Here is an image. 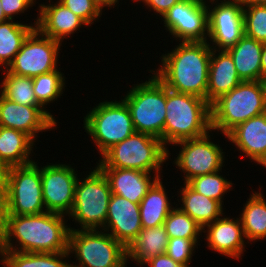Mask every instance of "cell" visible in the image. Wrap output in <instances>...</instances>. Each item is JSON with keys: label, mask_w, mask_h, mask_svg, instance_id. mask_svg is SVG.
I'll return each instance as SVG.
<instances>
[{"label": "cell", "mask_w": 266, "mask_h": 267, "mask_svg": "<svg viewBox=\"0 0 266 267\" xmlns=\"http://www.w3.org/2000/svg\"><path fill=\"white\" fill-rule=\"evenodd\" d=\"M67 221L64 215L47 211L0 215V251L68 252L70 225Z\"/></svg>", "instance_id": "cell-1"}, {"label": "cell", "mask_w": 266, "mask_h": 267, "mask_svg": "<svg viewBox=\"0 0 266 267\" xmlns=\"http://www.w3.org/2000/svg\"><path fill=\"white\" fill-rule=\"evenodd\" d=\"M161 55L158 69L149 70L168 89L206 100L212 48L207 41L180 42Z\"/></svg>", "instance_id": "cell-2"}, {"label": "cell", "mask_w": 266, "mask_h": 267, "mask_svg": "<svg viewBox=\"0 0 266 267\" xmlns=\"http://www.w3.org/2000/svg\"><path fill=\"white\" fill-rule=\"evenodd\" d=\"M38 161L0 173V215H33L46 211Z\"/></svg>", "instance_id": "cell-3"}, {"label": "cell", "mask_w": 266, "mask_h": 267, "mask_svg": "<svg viewBox=\"0 0 266 267\" xmlns=\"http://www.w3.org/2000/svg\"><path fill=\"white\" fill-rule=\"evenodd\" d=\"M210 131V104L198 96L166 87L164 145L169 148L178 141L198 138Z\"/></svg>", "instance_id": "cell-4"}, {"label": "cell", "mask_w": 266, "mask_h": 267, "mask_svg": "<svg viewBox=\"0 0 266 267\" xmlns=\"http://www.w3.org/2000/svg\"><path fill=\"white\" fill-rule=\"evenodd\" d=\"M170 152L159 138L135 132L108 149L98 160L97 167L152 172L163 179L161 166L168 161Z\"/></svg>", "instance_id": "cell-5"}, {"label": "cell", "mask_w": 266, "mask_h": 267, "mask_svg": "<svg viewBox=\"0 0 266 267\" xmlns=\"http://www.w3.org/2000/svg\"><path fill=\"white\" fill-rule=\"evenodd\" d=\"M211 130L226 136L237 125L266 112L259 81H242L210 105Z\"/></svg>", "instance_id": "cell-6"}, {"label": "cell", "mask_w": 266, "mask_h": 267, "mask_svg": "<svg viewBox=\"0 0 266 267\" xmlns=\"http://www.w3.org/2000/svg\"><path fill=\"white\" fill-rule=\"evenodd\" d=\"M151 74L148 81L133 84L121 97L130 110L135 131L159 138L164 144L166 86Z\"/></svg>", "instance_id": "cell-7"}, {"label": "cell", "mask_w": 266, "mask_h": 267, "mask_svg": "<svg viewBox=\"0 0 266 267\" xmlns=\"http://www.w3.org/2000/svg\"><path fill=\"white\" fill-rule=\"evenodd\" d=\"M69 228L68 254L78 261L71 267H127V249L109 233Z\"/></svg>", "instance_id": "cell-8"}, {"label": "cell", "mask_w": 266, "mask_h": 267, "mask_svg": "<svg viewBox=\"0 0 266 267\" xmlns=\"http://www.w3.org/2000/svg\"><path fill=\"white\" fill-rule=\"evenodd\" d=\"M83 118L84 132L91 136L100 156L136 132L130 110L122 99L102 101Z\"/></svg>", "instance_id": "cell-9"}, {"label": "cell", "mask_w": 266, "mask_h": 267, "mask_svg": "<svg viewBox=\"0 0 266 267\" xmlns=\"http://www.w3.org/2000/svg\"><path fill=\"white\" fill-rule=\"evenodd\" d=\"M94 168L86 178L77 179L74 204L68 215L80 230L103 229L107 218L112 192L106 176L97 166Z\"/></svg>", "instance_id": "cell-10"}, {"label": "cell", "mask_w": 266, "mask_h": 267, "mask_svg": "<svg viewBox=\"0 0 266 267\" xmlns=\"http://www.w3.org/2000/svg\"><path fill=\"white\" fill-rule=\"evenodd\" d=\"M61 45V42L43 35L35 28L5 70L31 78L52 72L58 69Z\"/></svg>", "instance_id": "cell-11"}, {"label": "cell", "mask_w": 266, "mask_h": 267, "mask_svg": "<svg viewBox=\"0 0 266 267\" xmlns=\"http://www.w3.org/2000/svg\"><path fill=\"white\" fill-rule=\"evenodd\" d=\"M211 132L212 130L201 137L181 140L172 145L180 147L172 164L184 173L183 183L199 175L217 172L225 166V152L220 145L212 142Z\"/></svg>", "instance_id": "cell-12"}, {"label": "cell", "mask_w": 266, "mask_h": 267, "mask_svg": "<svg viewBox=\"0 0 266 267\" xmlns=\"http://www.w3.org/2000/svg\"><path fill=\"white\" fill-rule=\"evenodd\" d=\"M207 10V42L212 49L227 50L245 35L243 5L240 0H207Z\"/></svg>", "instance_id": "cell-13"}, {"label": "cell", "mask_w": 266, "mask_h": 267, "mask_svg": "<svg viewBox=\"0 0 266 267\" xmlns=\"http://www.w3.org/2000/svg\"><path fill=\"white\" fill-rule=\"evenodd\" d=\"M161 19L166 32L176 41H208L207 0H182Z\"/></svg>", "instance_id": "cell-14"}, {"label": "cell", "mask_w": 266, "mask_h": 267, "mask_svg": "<svg viewBox=\"0 0 266 267\" xmlns=\"http://www.w3.org/2000/svg\"><path fill=\"white\" fill-rule=\"evenodd\" d=\"M78 171L70 164L41 165L42 194L47 212L68 216L74 204Z\"/></svg>", "instance_id": "cell-15"}, {"label": "cell", "mask_w": 266, "mask_h": 267, "mask_svg": "<svg viewBox=\"0 0 266 267\" xmlns=\"http://www.w3.org/2000/svg\"><path fill=\"white\" fill-rule=\"evenodd\" d=\"M54 114L42 106L20 105L0 93V126L29 135L35 142L39 133L57 129Z\"/></svg>", "instance_id": "cell-16"}, {"label": "cell", "mask_w": 266, "mask_h": 267, "mask_svg": "<svg viewBox=\"0 0 266 267\" xmlns=\"http://www.w3.org/2000/svg\"><path fill=\"white\" fill-rule=\"evenodd\" d=\"M141 229L139 204L117 194H111L107 218L102 230L109 233L127 249Z\"/></svg>", "instance_id": "cell-17"}, {"label": "cell", "mask_w": 266, "mask_h": 267, "mask_svg": "<svg viewBox=\"0 0 266 267\" xmlns=\"http://www.w3.org/2000/svg\"><path fill=\"white\" fill-rule=\"evenodd\" d=\"M225 216L222 215L213 223L206 225L202 231L206 235H203V238L205 237L207 247L212 251L239 260L244 256L245 246L248 243L245 242L242 223L240 217L235 219Z\"/></svg>", "instance_id": "cell-18"}, {"label": "cell", "mask_w": 266, "mask_h": 267, "mask_svg": "<svg viewBox=\"0 0 266 267\" xmlns=\"http://www.w3.org/2000/svg\"><path fill=\"white\" fill-rule=\"evenodd\" d=\"M49 0V4L39 3V14L37 15L36 28L45 36L50 37L59 42H63L65 38H69L71 34L80 31L82 26H89L83 19L75 15L67 7L57 2ZM54 3V4H53Z\"/></svg>", "instance_id": "cell-19"}, {"label": "cell", "mask_w": 266, "mask_h": 267, "mask_svg": "<svg viewBox=\"0 0 266 267\" xmlns=\"http://www.w3.org/2000/svg\"><path fill=\"white\" fill-rule=\"evenodd\" d=\"M225 137L241 156L259 164L266 157V112L237 125Z\"/></svg>", "instance_id": "cell-20"}, {"label": "cell", "mask_w": 266, "mask_h": 267, "mask_svg": "<svg viewBox=\"0 0 266 267\" xmlns=\"http://www.w3.org/2000/svg\"><path fill=\"white\" fill-rule=\"evenodd\" d=\"M106 176L112 194L140 203L148 189L159 178L153 173L135 169L99 168ZM153 175V176H152Z\"/></svg>", "instance_id": "cell-21"}, {"label": "cell", "mask_w": 266, "mask_h": 267, "mask_svg": "<svg viewBox=\"0 0 266 267\" xmlns=\"http://www.w3.org/2000/svg\"><path fill=\"white\" fill-rule=\"evenodd\" d=\"M241 82L242 80L237 74L230 53L227 50L212 49L206 101L211 105L220 96L229 93Z\"/></svg>", "instance_id": "cell-22"}, {"label": "cell", "mask_w": 266, "mask_h": 267, "mask_svg": "<svg viewBox=\"0 0 266 267\" xmlns=\"http://www.w3.org/2000/svg\"><path fill=\"white\" fill-rule=\"evenodd\" d=\"M34 146L35 141L29 135L0 126V173L10 167L34 162L31 158Z\"/></svg>", "instance_id": "cell-23"}, {"label": "cell", "mask_w": 266, "mask_h": 267, "mask_svg": "<svg viewBox=\"0 0 266 267\" xmlns=\"http://www.w3.org/2000/svg\"><path fill=\"white\" fill-rule=\"evenodd\" d=\"M180 187V191H177V200L182 204L179 203L177 206L202 228L225 214L223 206L218 201L196 192L187 183Z\"/></svg>", "instance_id": "cell-24"}, {"label": "cell", "mask_w": 266, "mask_h": 267, "mask_svg": "<svg viewBox=\"0 0 266 267\" xmlns=\"http://www.w3.org/2000/svg\"><path fill=\"white\" fill-rule=\"evenodd\" d=\"M262 46V42L244 35L234 46L227 49L242 81L261 79Z\"/></svg>", "instance_id": "cell-25"}, {"label": "cell", "mask_w": 266, "mask_h": 267, "mask_svg": "<svg viewBox=\"0 0 266 267\" xmlns=\"http://www.w3.org/2000/svg\"><path fill=\"white\" fill-rule=\"evenodd\" d=\"M169 242L164 225L142 228L136 239L127 248V263L130 260L143 267L149 259L164 254Z\"/></svg>", "instance_id": "cell-26"}, {"label": "cell", "mask_w": 266, "mask_h": 267, "mask_svg": "<svg viewBox=\"0 0 266 267\" xmlns=\"http://www.w3.org/2000/svg\"><path fill=\"white\" fill-rule=\"evenodd\" d=\"M139 206L142 228H152L164 224L174 205L167 195L161 178H158L148 189Z\"/></svg>", "instance_id": "cell-27"}, {"label": "cell", "mask_w": 266, "mask_h": 267, "mask_svg": "<svg viewBox=\"0 0 266 267\" xmlns=\"http://www.w3.org/2000/svg\"><path fill=\"white\" fill-rule=\"evenodd\" d=\"M259 186V191H253L243 205L240 220L243 227L245 239L248 244L266 239V198L263 196ZM265 198V199H264ZM250 241V242H249Z\"/></svg>", "instance_id": "cell-28"}, {"label": "cell", "mask_w": 266, "mask_h": 267, "mask_svg": "<svg viewBox=\"0 0 266 267\" xmlns=\"http://www.w3.org/2000/svg\"><path fill=\"white\" fill-rule=\"evenodd\" d=\"M37 19L33 24H23L18 20H7L0 23V68L6 69L21 49L28 35L36 28ZM3 68H2V67Z\"/></svg>", "instance_id": "cell-29"}, {"label": "cell", "mask_w": 266, "mask_h": 267, "mask_svg": "<svg viewBox=\"0 0 266 267\" xmlns=\"http://www.w3.org/2000/svg\"><path fill=\"white\" fill-rule=\"evenodd\" d=\"M69 256L68 252L0 251V264L3 267H71Z\"/></svg>", "instance_id": "cell-30"}, {"label": "cell", "mask_w": 266, "mask_h": 267, "mask_svg": "<svg viewBox=\"0 0 266 267\" xmlns=\"http://www.w3.org/2000/svg\"><path fill=\"white\" fill-rule=\"evenodd\" d=\"M0 93L10 101L26 106H41L34 94L31 77L17 76L3 70Z\"/></svg>", "instance_id": "cell-31"}, {"label": "cell", "mask_w": 266, "mask_h": 267, "mask_svg": "<svg viewBox=\"0 0 266 267\" xmlns=\"http://www.w3.org/2000/svg\"><path fill=\"white\" fill-rule=\"evenodd\" d=\"M60 67L52 72L40 74L32 78L33 90L38 103L46 109V105L63 96L66 80ZM63 73V74H62ZM64 89V90H63Z\"/></svg>", "instance_id": "cell-32"}, {"label": "cell", "mask_w": 266, "mask_h": 267, "mask_svg": "<svg viewBox=\"0 0 266 267\" xmlns=\"http://www.w3.org/2000/svg\"><path fill=\"white\" fill-rule=\"evenodd\" d=\"M220 172L222 169L214 173L196 176L187 184L196 192L218 201L223 206L224 195L230 192L234 183L228 181Z\"/></svg>", "instance_id": "cell-33"}, {"label": "cell", "mask_w": 266, "mask_h": 267, "mask_svg": "<svg viewBox=\"0 0 266 267\" xmlns=\"http://www.w3.org/2000/svg\"><path fill=\"white\" fill-rule=\"evenodd\" d=\"M169 238H185L190 240H199L202 236L203 228L176 206L170 211L164 221Z\"/></svg>", "instance_id": "cell-34"}, {"label": "cell", "mask_w": 266, "mask_h": 267, "mask_svg": "<svg viewBox=\"0 0 266 267\" xmlns=\"http://www.w3.org/2000/svg\"><path fill=\"white\" fill-rule=\"evenodd\" d=\"M245 35L266 42V5H243Z\"/></svg>", "instance_id": "cell-35"}, {"label": "cell", "mask_w": 266, "mask_h": 267, "mask_svg": "<svg viewBox=\"0 0 266 267\" xmlns=\"http://www.w3.org/2000/svg\"><path fill=\"white\" fill-rule=\"evenodd\" d=\"M200 240H190L185 238H169L166 249V254L173 259L184 265L190 267L192 256L195 253V248H198Z\"/></svg>", "instance_id": "cell-36"}, {"label": "cell", "mask_w": 266, "mask_h": 267, "mask_svg": "<svg viewBox=\"0 0 266 267\" xmlns=\"http://www.w3.org/2000/svg\"><path fill=\"white\" fill-rule=\"evenodd\" d=\"M61 4L67 7L75 15L83 19L89 26L94 24V21L99 20L103 11L92 0H58ZM93 23V24H92Z\"/></svg>", "instance_id": "cell-37"}, {"label": "cell", "mask_w": 266, "mask_h": 267, "mask_svg": "<svg viewBox=\"0 0 266 267\" xmlns=\"http://www.w3.org/2000/svg\"><path fill=\"white\" fill-rule=\"evenodd\" d=\"M1 4L5 16L13 20L18 14H23L29 7L35 6L36 2L34 0H1Z\"/></svg>", "instance_id": "cell-38"}, {"label": "cell", "mask_w": 266, "mask_h": 267, "mask_svg": "<svg viewBox=\"0 0 266 267\" xmlns=\"http://www.w3.org/2000/svg\"><path fill=\"white\" fill-rule=\"evenodd\" d=\"M182 0H141L146 9L153 10L157 17H163V15L176 3Z\"/></svg>", "instance_id": "cell-39"}, {"label": "cell", "mask_w": 266, "mask_h": 267, "mask_svg": "<svg viewBox=\"0 0 266 267\" xmlns=\"http://www.w3.org/2000/svg\"><path fill=\"white\" fill-rule=\"evenodd\" d=\"M148 267H185L181 263L171 259L166 253L153 257L146 261L143 266Z\"/></svg>", "instance_id": "cell-40"}, {"label": "cell", "mask_w": 266, "mask_h": 267, "mask_svg": "<svg viewBox=\"0 0 266 267\" xmlns=\"http://www.w3.org/2000/svg\"><path fill=\"white\" fill-rule=\"evenodd\" d=\"M94 1L102 10L106 7L112 8L115 5L119 4V0H92Z\"/></svg>", "instance_id": "cell-41"}, {"label": "cell", "mask_w": 266, "mask_h": 267, "mask_svg": "<svg viewBox=\"0 0 266 267\" xmlns=\"http://www.w3.org/2000/svg\"><path fill=\"white\" fill-rule=\"evenodd\" d=\"M266 78V42L262 46L261 54V79Z\"/></svg>", "instance_id": "cell-42"}, {"label": "cell", "mask_w": 266, "mask_h": 267, "mask_svg": "<svg viewBox=\"0 0 266 267\" xmlns=\"http://www.w3.org/2000/svg\"><path fill=\"white\" fill-rule=\"evenodd\" d=\"M242 5H266V0H240Z\"/></svg>", "instance_id": "cell-43"}, {"label": "cell", "mask_w": 266, "mask_h": 267, "mask_svg": "<svg viewBox=\"0 0 266 267\" xmlns=\"http://www.w3.org/2000/svg\"><path fill=\"white\" fill-rule=\"evenodd\" d=\"M259 82H260L261 87H262L264 102L266 105V78L260 79Z\"/></svg>", "instance_id": "cell-44"}, {"label": "cell", "mask_w": 266, "mask_h": 267, "mask_svg": "<svg viewBox=\"0 0 266 267\" xmlns=\"http://www.w3.org/2000/svg\"><path fill=\"white\" fill-rule=\"evenodd\" d=\"M1 6H2V4H1V0H0V23L9 20V19L5 16L4 11H3V8H2Z\"/></svg>", "instance_id": "cell-45"}, {"label": "cell", "mask_w": 266, "mask_h": 267, "mask_svg": "<svg viewBox=\"0 0 266 267\" xmlns=\"http://www.w3.org/2000/svg\"><path fill=\"white\" fill-rule=\"evenodd\" d=\"M258 165H262L263 168H266V157Z\"/></svg>", "instance_id": "cell-46"}, {"label": "cell", "mask_w": 266, "mask_h": 267, "mask_svg": "<svg viewBox=\"0 0 266 267\" xmlns=\"http://www.w3.org/2000/svg\"><path fill=\"white\" fill-rule=\"evenodd\" d=\"M132 1H133V2H137V3H138V2L140 3L141 0H132Z\"/></svg>", "instance_id": "cell-47"}]
</instances>
